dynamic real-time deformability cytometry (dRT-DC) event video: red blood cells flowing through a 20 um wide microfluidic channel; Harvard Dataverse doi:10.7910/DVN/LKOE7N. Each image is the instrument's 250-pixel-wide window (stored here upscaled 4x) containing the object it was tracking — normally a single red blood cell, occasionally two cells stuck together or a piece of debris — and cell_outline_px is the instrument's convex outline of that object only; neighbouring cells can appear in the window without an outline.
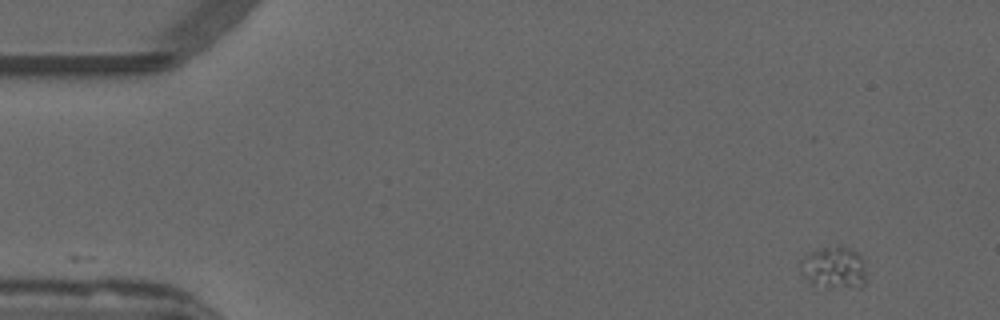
{"species": "common noctule bat (a hibernating species)", "species_latin": "Nyctalus noctula", "temperature_condition": "warm", "stored_images_in_passage": 37, "camera_frame_rate_fps": 3000, "um_per_image_px": 0.085, "animal": {"sex": "male", "forearm_length_mm": 52.5}, "frame": {"image": 1, "passage_image": 1, "time_ms": 0.0, "image_size_px": [1000, 320], "cell_outline_px": [[868, 276], [864, 284], [860, 288], [856, 288], [812, 284], [800, 272], [800, 260], [804, 256], [812, 252], [824, 248], [840, 244], [856, 252], [860, 256]], "centroid_in_image_um": [70.92, 22.74], "position_along_channel_um": 14.1, "area_um2": 16.07}}
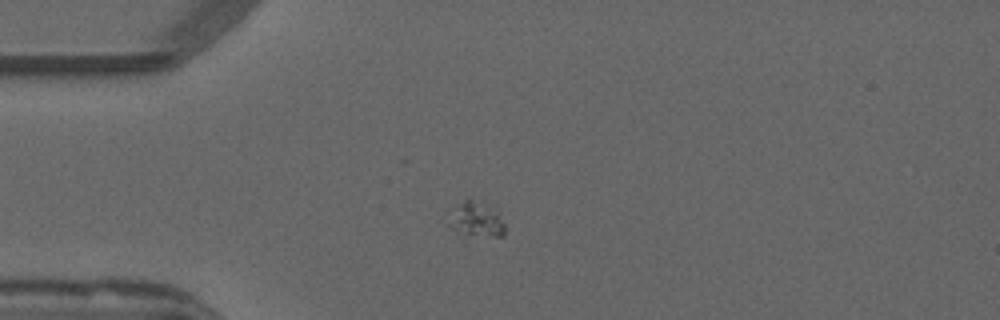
{"frame": {"image": 2, "passage_image": 11, "time_ms": 3.333, "image_size_px": [1000, 320], "cell_outline_px": [[504, 236], [496, 236], [456, 232], [448, 228], [444, 224], [464, 200], [468, 196], [496, 212], [504, 224]], "centroid_in_image_um": [40.42, 18.67], "position_along_channel_um": 44.6, "area_um2": 10.87}}
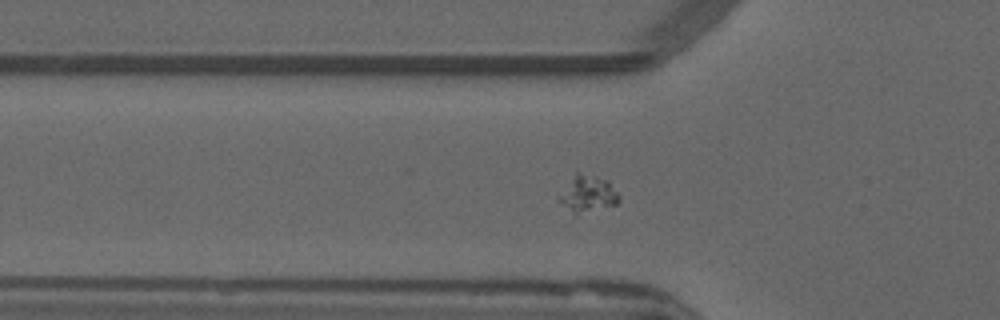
{"frame": {"image": 3, "passage_image": 15, "time_ms": 4.667, "image_size_px": [1000, 320], "cell_outline_px": [[620, 200], [616, 204], [576, 212], [556, 200], [576, 172], [580, 172], [596, 176], [608, 180], [620, 196]], "centroid_in_image_um": [49.99, 16.41], "position_along_channel_um": 75.8, "area_um2": 12.02}}